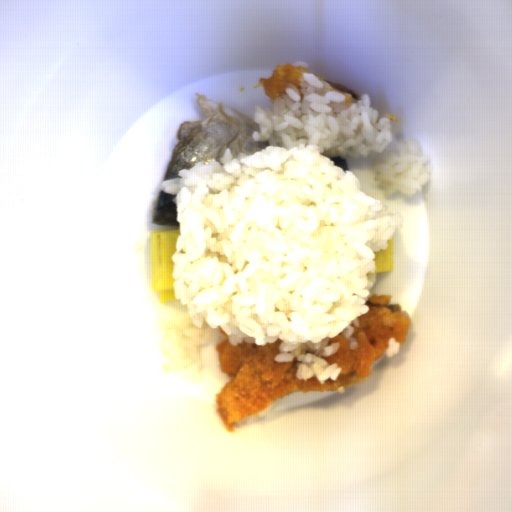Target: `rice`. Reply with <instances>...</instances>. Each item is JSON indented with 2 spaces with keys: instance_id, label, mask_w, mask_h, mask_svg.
Here are the masks:
<instances>
[{
  "instance_id": "rice-1",
  "label": "rice",
  "mask_w": 512,
  "mask_h": 512,
  "mask_svg": "<svg viewBox=\"0 0 512 512\" xmlns=\"http://www.w3.org/2000/svg\"><path fill=\"white\" fill-rule=\"evenodd\" d=\"M300 90L285 83L272 110L254 105L269 145L234 158L195 162L158 189L176 195L179 235L172 279L185 305L182 323L163 322L165 358L199 374L201 346L221 330L232 346H277L276 362H293L296 379L334 382L342 372L331 356L342 335L351 350L358 316L377 282L374 258L403 223L382 201L361 190L360 179L322 153L341 158L376 154L371 171L384 198L414 195L432 179L433 164L415 140L393 141L391 121L371 106L332 91L314 73L298 75Z\"/></svg>"
},
{
  "instance_id": "rice-2",
  "label": "rice",
  "mask_w": 512,
  "mask_h": 512,
  "mask_svg": "<svg viewBox=\"0 0 512 512\" xmlns=\"http://www.w3.org/2000/svg\"><path fill=\"white\" fill-rule=\"evenodd\" d=\"M401 350V342H398L394 337L389 339L388 347L385 351V354L389 359L399 354Z\"/></svg>"
}]
</instances>
